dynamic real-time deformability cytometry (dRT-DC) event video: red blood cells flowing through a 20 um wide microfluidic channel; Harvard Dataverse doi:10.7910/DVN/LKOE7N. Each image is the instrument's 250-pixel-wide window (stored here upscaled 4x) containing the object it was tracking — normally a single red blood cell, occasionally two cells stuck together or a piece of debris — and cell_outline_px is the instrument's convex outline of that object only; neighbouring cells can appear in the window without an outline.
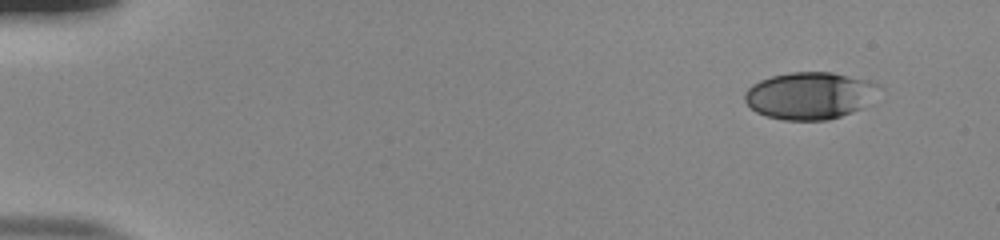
{"species": "human", "species_latin": "Homo sapiens", "temperature_condition": "room temperature", "stored_images_in_passage": 50, "camera_frame_rate_fps": 3000, "um_per_image_px": 0.085, "donor": {"sex": "male"}, "frame": {"image": 1, "passage_image": 1, "time_ms": 0.0, "image_size_px": [1000, 240], "cell_outline_px": [[884, 88], [860, 108], [852, 112], [828, 120], [784, 120], [764, 116], [756, 112], [744, 100], [744, 96], [748, 88], [752, 84], [760, 80], [772, 76], [788, 72], [832, 72], [868, 80], [880, 84]], "centroid_in_image_um": [68.84, 8.12], "position_along_channel_um": 16.2, "area_um2": 36.99}}
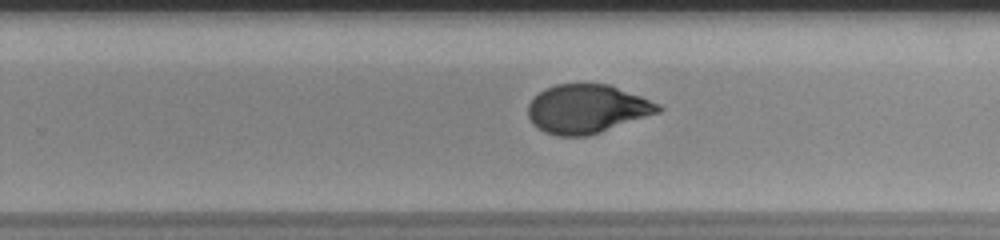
{"frame": {"image": 2, "passage_image": 32, "time_ms": 10.333, "image_size_px": [1000, 240], "cell_outline_px": [[664, 108], [660, 112], [588, 136], [556, 136], [544, 132], [532, 124], [528, 116], [528, 104], [544, 88], [556, 84], [608, 84], [640, 96], [660, 104]], "centroid_in_image_um": [49.88, 9.26], "position_along_channel_um": 279.9, "area_um2": 36.88}}
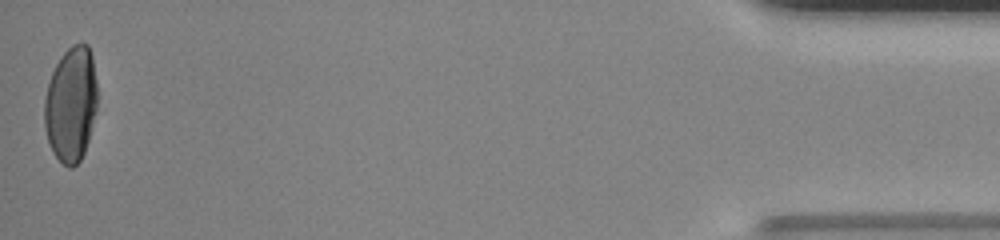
{"frame": {"image": 3, "passage_image": 50, "time_ms": 16.333, "image_size_px": [1000, 240], "cell_outline_px": [[96, 112], [88, 140], [84, 152], [80, 160], [72, 168], [68, 168], [52, 152], [44, 128], [44, 100], [48, 84], [52, 72], [60, 56], [72, 44], [88, 44], [92, 56], [96, 80]], "centroid_in_image_um": [6.02, 8.86], "position_along_channel_um": 429.2, "area_um2": 35.49}, "authors_computed_cell_mechanics": {"area_um2": 36.992, "velocity_mm_per_s": 3.8582, "shape_relaxation_time_tau1_ms": 5.304, "shape_relaxation_time_tau2_ms": 0.9494, "deformation_change_tau1": 0.1863, "deformation_change_tau2": 0.0506}}